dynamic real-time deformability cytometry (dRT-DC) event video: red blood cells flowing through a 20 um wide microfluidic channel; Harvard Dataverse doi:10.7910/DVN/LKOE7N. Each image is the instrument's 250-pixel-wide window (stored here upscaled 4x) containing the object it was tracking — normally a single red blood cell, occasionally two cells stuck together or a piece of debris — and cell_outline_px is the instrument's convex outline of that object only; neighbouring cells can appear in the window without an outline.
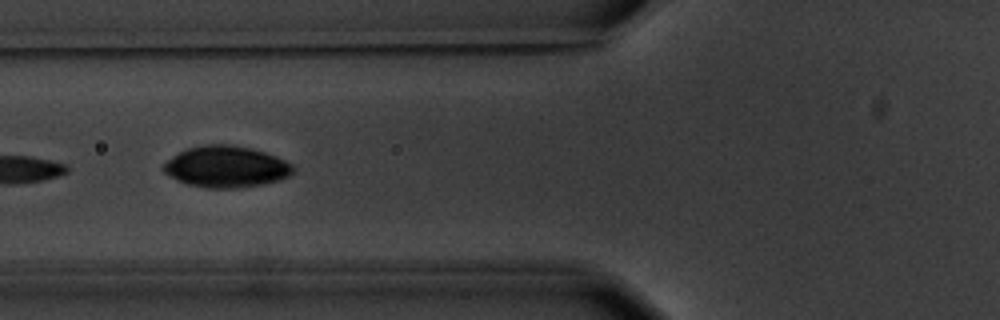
{"species": "common noctule bat (a hibernating species)", "species_latin": "Nyctalus noctula", "temperature_condition": "warm", "stored_images_in_passage": 7, "camera_frame_rate_fps": 3000, "um_per_image_px": 0.085, "animal": {"sex": "male", "body_mass_g": 20.1, "forearm_length_mm": 53.5}, "frame": {"image": 1, "passage_image": 7, "time_ms": 7.333, "image_size_px": [1000, 320], "cell_outline_px": [[296, 168], [288, 176], [280, 180], [260, 184], [236, 188], [208, 188], [188, 184], [164, 172], [160, 168], [172, 156], [188, 148], [204, 144], [228, 144], [248, 148], [264, 152], [276, 156], [292, 164]], "centroid_in_image_um": [19.23, 14.16], "position_along_channel_um": 106.6, "area_um2": 30.92}}